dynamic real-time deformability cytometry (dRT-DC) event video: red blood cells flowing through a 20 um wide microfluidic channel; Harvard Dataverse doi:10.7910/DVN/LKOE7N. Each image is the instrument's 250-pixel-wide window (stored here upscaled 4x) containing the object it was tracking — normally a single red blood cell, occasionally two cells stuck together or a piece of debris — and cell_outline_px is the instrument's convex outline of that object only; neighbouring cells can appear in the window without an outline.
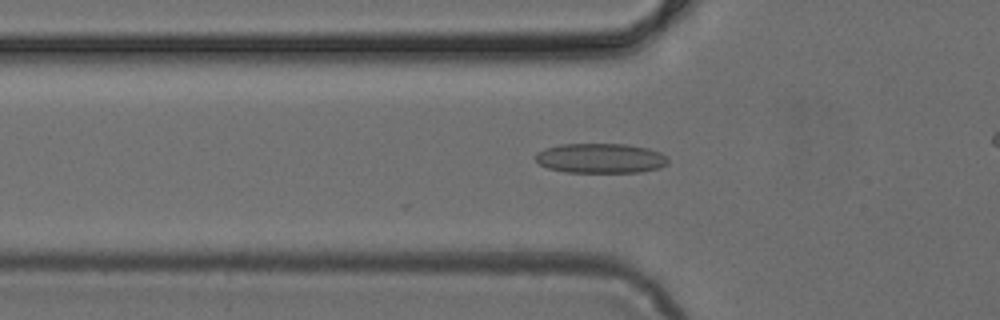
{"species": "common noctule bat (a hibernating species)", "species_latin": "Nyctalus noctula", "temperature_condition": "cold", "stored_images_in_passage": 39, "camera_frame_rate_fps": 3000, "um_per_image_px": 0.085, "animal": {"sex": "female", "body_mass_g": 24.6, "forearm_length_mm": 56.2}, "frame": {"image": 1, "passage_image": 15, "time_ms": 4.667, "image_size_px": [1000, 320], "cell_outline_px": [[668, 164], [660, 168], [640, 172], [564, 172], [548, 168], [540, 164], [536, 160], [536, 152], [544, 148], [560, 144], [628, 144], [648, 148], [660, 152], [668, 160]], "centroid_in_image_um": [51.04, 13.45], "position_along_channel_um": 74.8, "area_um2": 23.12}}
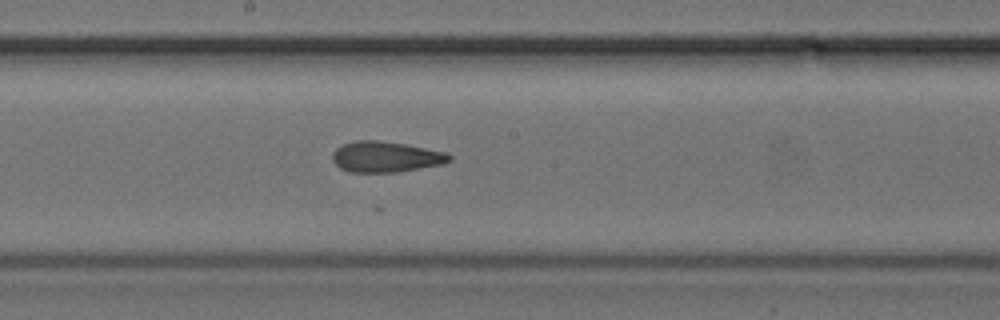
{"frame": {"image": 2, "passage_image": 25, "time_ms": 8.0, "image_size_px": [1000, 320], "cell_outline_px": [[452, 160], [444, 164], [396, 172], [348, 172], [340, 168], [332, 160], [332, 152], [336, 148], [344, 144], [356, 140], [376, 140], [404, 144], [444, 152], [452, 156]], "centroid_in_image_um": [32.77, 13.34], "position_along_channel_um": 215.4, "area_um2": 20.87}}
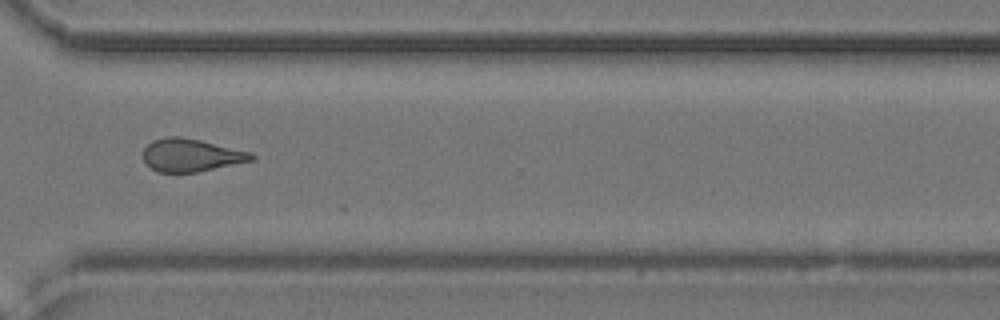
{"frame": {"image": 3, "passage_image": 35, "time_ms": 11.333, "image_size_px": [1000, 320], "cell_outline_px": [[256, 160], [196, 172], [156, 172], [144, 164], [144, 148], [152, 140], [168, 136], [180, 136], [200, 140], [252, 152], [256, 156]], "centroid_in_image_um": [16.25, 13.19], "position_along_channel_um": 354.4, "area_um2": 20.92}}